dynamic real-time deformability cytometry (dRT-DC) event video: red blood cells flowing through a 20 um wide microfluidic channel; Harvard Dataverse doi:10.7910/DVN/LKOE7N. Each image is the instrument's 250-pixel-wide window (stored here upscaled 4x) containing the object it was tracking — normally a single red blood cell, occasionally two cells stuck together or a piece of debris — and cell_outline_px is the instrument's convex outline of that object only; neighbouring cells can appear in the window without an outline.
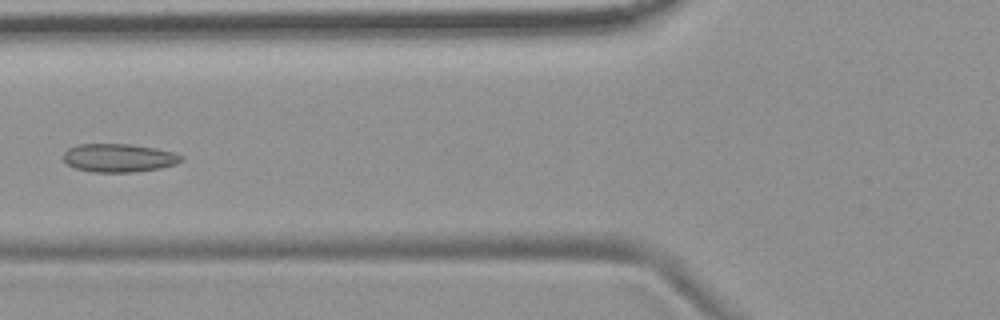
{"species": "common noctule bat (a hibernating species)", "species_latin": "Nyctalus noctula", "temperature_condition": "room temperature", "stored_images_in_passage": 8, "camera_frame_rate_fps": 3000, "um_per_image_px": 0.085, "animal": {"sex": "female", "body_mass_g": 19.9}, "frame": {"image": 1, "passage_image": 6, "time_ms": 6.0, "image_size_px": [1000, 320], "cell_outline_px": [[184, 160], [176, 164], [160, 168], [136, 172], [92, 172], [76, 168], [68, 164], [64, 160], [64, 152], [68, 148], [76, 144], [132, 144], [156, 148], [172, 152], [184, 156]], "centroid_in_image_um": [10.12, 13.42], "position_along_channel_um": 115.7, "area_um2": 19.59}}
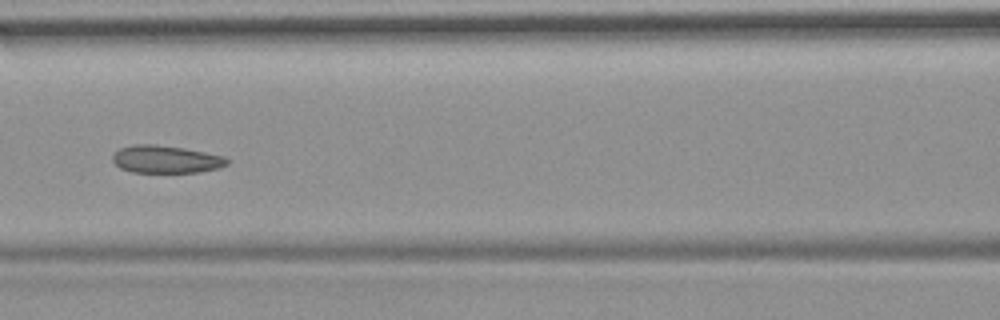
{"frame": {"image": 2, "passage_image": 7, "time_ms": 7.0, "image_size_px": [1000, 320], "cell_outline_px": [[228, 164], [216, 168], [200, 172], [132, 172], [120, 168], [112, 160], [112, 156], [120, 148], [132, 144], [156, 144], [184, 148], [224, 156], [228, 160]], "centroid_in_image_um": [14.07, 13.53], "position_along_channel_um": 152.5, "area_um2": 18.32}}
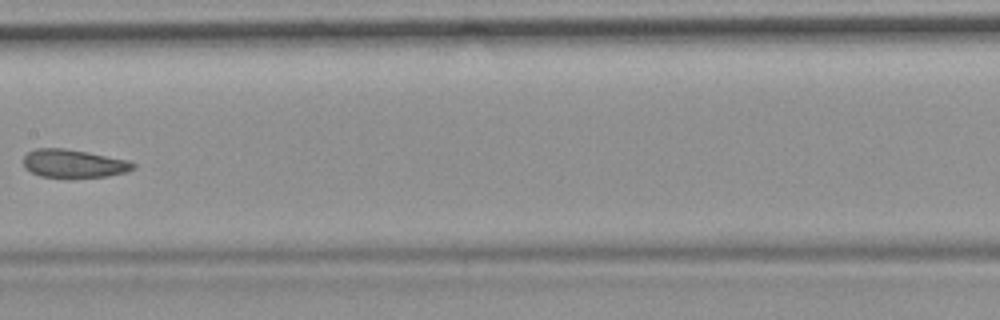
{"frame": {"image": 3, "passage_image": 8, "time_ms": 8.333, "image_size_px": [1000, 320], "cell_outline_px": [[136, 168], [128, 172], [108, 176], [72, 180], [68, 180], [40, 176], [24, 168], [24, 156], [28, 152], [36, 148], [64, 148], [88, 152], [128, 160], [136, 164]], "centroid_in_image_um": [6.29, 13.95], "position_along_channel_um": 201.1, "area_um2": 18.84}}